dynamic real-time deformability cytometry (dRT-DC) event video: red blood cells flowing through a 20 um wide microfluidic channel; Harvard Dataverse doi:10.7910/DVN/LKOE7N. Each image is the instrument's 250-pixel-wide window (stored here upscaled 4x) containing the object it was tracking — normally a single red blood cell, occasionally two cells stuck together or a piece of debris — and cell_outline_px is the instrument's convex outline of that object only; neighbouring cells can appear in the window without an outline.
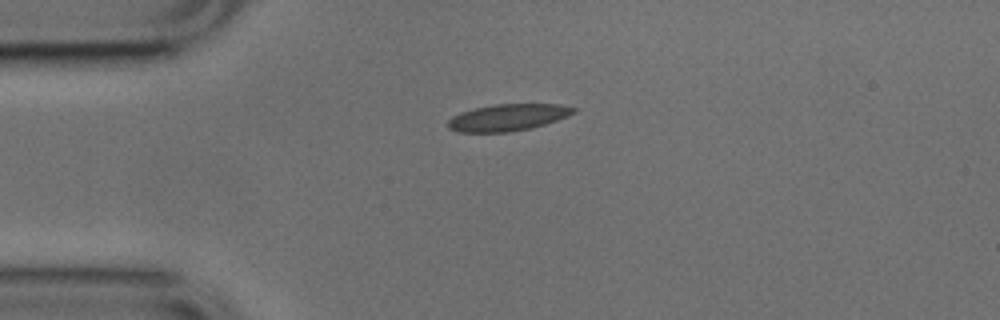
{"species": "common noctule bat (a hibernating species)", "species_latin": "Nyctalus noctula", "temperature_condition": "cold", "stored_images_in_passage": 42, "camera_frame_rate_fps": 3000, "um_per_image_px": 0.085, "animal": {"sex": "male", "body_mass_g": 17.9, "forearm_length_mm": 54.2}, "frame": {"image": 1, "passage_image": 1, "time_ms": 0.0, "image_size_px": [1000, 320], "cell_outline_px": [[576, 112], [568, 116], [532, 128], [508, 132], [460, 132], [448, 128], [448, 120], [452, 116], [460, 112], [476, 108], [496, 104], [560, 104], [576, 108]], "centroid_in_image_um": [43.17, 9.98], "position_along_channel_um": 41.8, "area_um2": 19.54}}
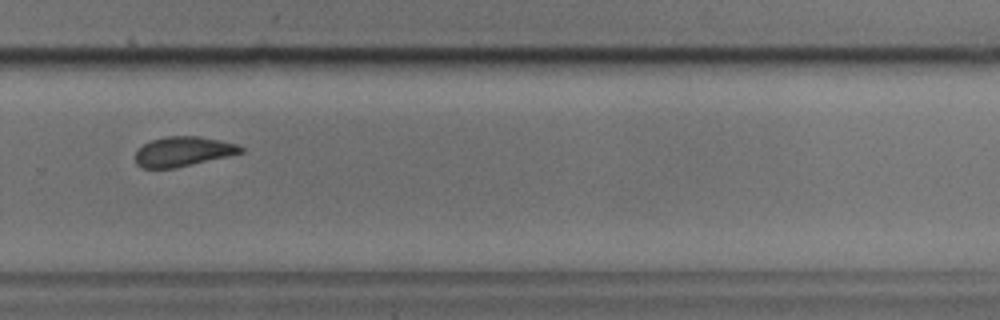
{"frame": {"image": 2, "passage_image": 24, "time_ms": 7.667, "image_size_px": [1000, 320], "cell_outline_px": [[244, 152], [228, 156], [176, 168], [144, 168], [136, 164], [136, 148], [152, 140], [168, 136], [200, 136], [236, 144], [244, 148]], "centroid_in_image_um": [15.55, 12.88], "position_along_channel_um": 314.3, "area_um2": 18.21}}
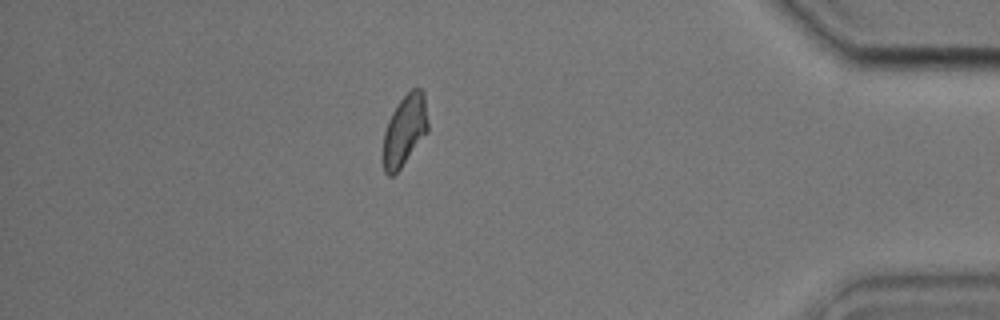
{"frame": {"image": 3, "passage_image": 34, "time_ms": 11.0, "image_size_px": [1000, 320], "cell_outline_px": [[428, 132], [400, 168], [392, 176], [388, 176], [384, 172], [384, 132], [388, 120], [392, 112], [400, 100], [412, 88], [420, 88], [424, 92], [428, 120]], "centroid_in_image_um": [34.42, 11.05], "position_along_channel_um": 400.8, "area_um2": 18.38}, "authors_computed_cell_mechanics": {"area_um2": 18.6694, "velocity_mm_per_s": 3.8197, "shape_relaxation_time_tau1_ms": null, "shape_relaxation_time_tau2_ms": 3.3827, "deformation_change_tau1": null, "deformation_change_tau2": 0.091}}